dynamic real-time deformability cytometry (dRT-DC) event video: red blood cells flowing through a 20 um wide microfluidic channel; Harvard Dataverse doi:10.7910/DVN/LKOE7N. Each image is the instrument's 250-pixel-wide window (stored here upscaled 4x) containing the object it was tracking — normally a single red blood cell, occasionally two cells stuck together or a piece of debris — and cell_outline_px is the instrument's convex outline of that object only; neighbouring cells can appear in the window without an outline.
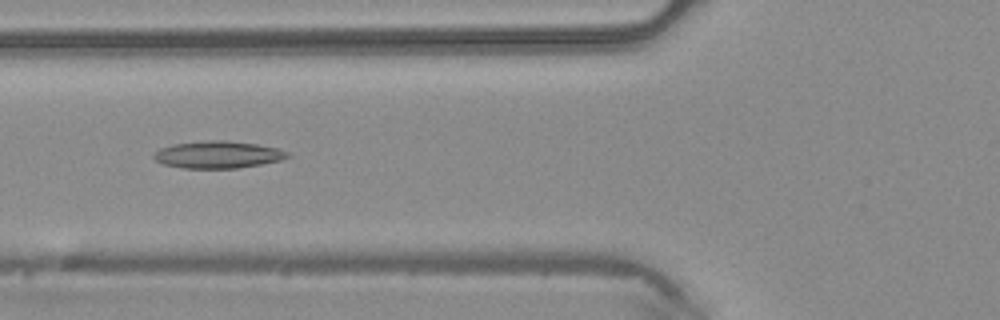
{"species": "common noctule bat (a hibernating species)", "species_latin": "Nyctalus noctula", "temperature_condition": "warm", "stored_images_in_passage": 46, "camera_frame_rate_fps": 3000, "um_per_image_px": 0.085, "animal": {"sex": "male", "body_mass_g": 20.4}, "frame": {"image": 1, "passage_image": 18, "time_ms": 5.667, "image_size_px": [1000, 320], "cell_outline_px": [[292, 156], [280, 160], [260, 164], [236, 168], [184, 168], [164, 164], [156, 160], [152, 156], [152, 152], [160, 148], [172, 144], [208, 140], [224, 140], [256, 144], [276, 148], [288, 152]], "centroid_in_image_um": [18.49, 13.14], "position_along_channel_um": 107.3, "area_um2": 21.1}}
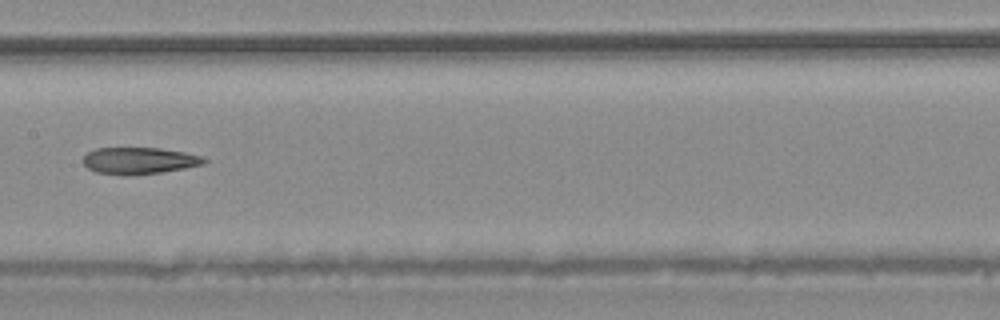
{"frame": {"image": 2, "passage_image": 24, "time_ms": 7.667, "image_size_px": [1000, 320], "cell_outline_px": [[208, 160], [204, 164], [184, 168], [160, 172], [96, 172], [88, 168], [84, 164], [84, 156], [88, 152], [96, 148], [160, 148], [184, 152], [200, 156]], "centroid_in_image_um": [11.87, 13.6], "position_along_channel_um": 195.5, "area_um2": 17.8}}
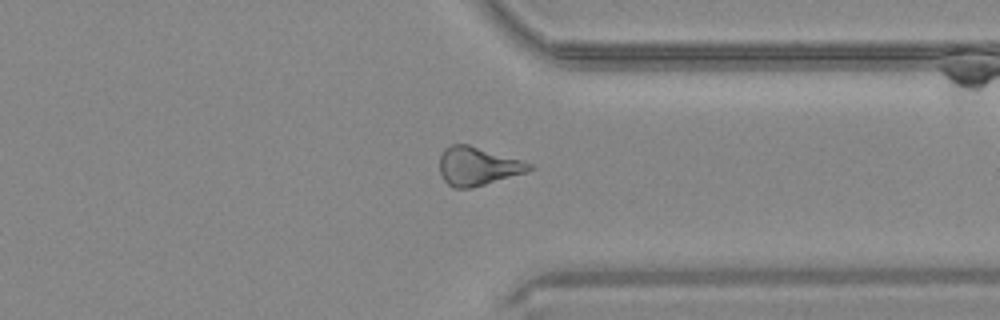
{"frame": {"image": 3, "passage_image": 36, "time_ms": 11.667, "image_size_px": [1000, 320], "cell_outline_px": [[536, 168], [528, 172], [472, 188], [452, 188], [444, 180], [440, 172], [440, 156], [444, 148], [452, 144], [468, 144], [520, 160], [532, 164]], "centroid_in_image_um": [40.61, 14.14], "position_along_channel_um": 370.8, "area_um2": 20.11}}